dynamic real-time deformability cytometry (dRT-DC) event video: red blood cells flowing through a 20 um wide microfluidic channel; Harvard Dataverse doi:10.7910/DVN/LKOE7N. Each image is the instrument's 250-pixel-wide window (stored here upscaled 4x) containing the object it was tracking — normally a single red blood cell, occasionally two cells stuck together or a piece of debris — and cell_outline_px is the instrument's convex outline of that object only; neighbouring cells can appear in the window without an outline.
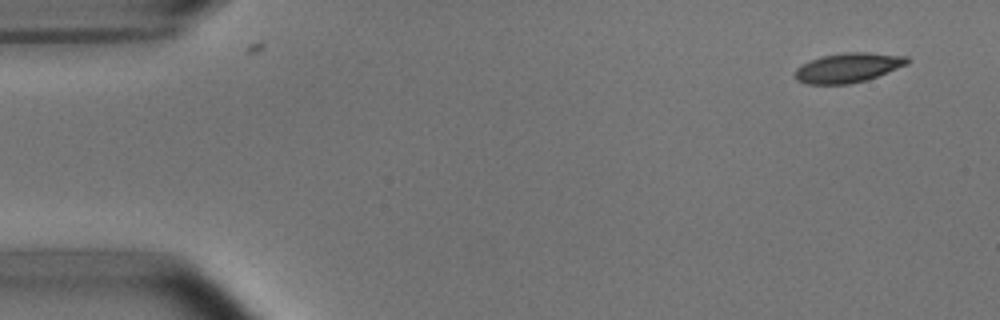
{"species": "common noctule bat (a hibernating species)", "species_latin": "Nyctalus noctula", "temperature_condition": "room temperature", "stored_images_in_passage": 6, "camera_frame_rate_fps": 3000, "um_per_image_px": 0.085, "animal": {"sex": "male", "body_mass_g": 15.6}, "frame": {"image": 1, "passage_image": 2, "time_ms": 1.0, "image_size_px": [1000, 320], "cell_outline_px": [[908, 64], [868, 80], [848, 84], [808, 84], [796, 80], [796, 68], [800, 64], [824, 56], [848, 52], [864, 52], [908, 56]], "centroid_in_image_um": [72.1, 5.76], "position_along_channel_um": 12.9, "area_um2": 19.19}}
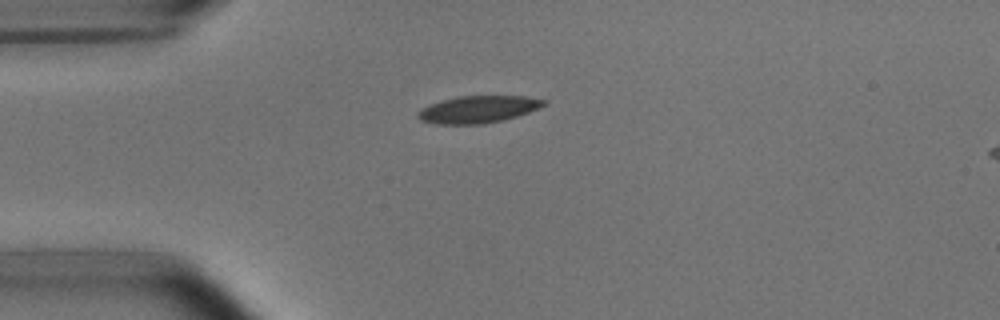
{"frame": {"image": 2, "passage_image": 5, "time_ms": 4.333, "image_size_px": [1000, 320], "cell_outline_px": [[548, 104], [528, 112], [504, 120], [484, 124], [436, 124], [420, 120], [416, 116], [424, 108], [432, 104], [444, 100], [460, 96], [524, 96], [548, 100]], "centroid_in_image_um": [40.7, 9.3], "position_along_channel_um": 44.3, "area_um2": 19.71}}